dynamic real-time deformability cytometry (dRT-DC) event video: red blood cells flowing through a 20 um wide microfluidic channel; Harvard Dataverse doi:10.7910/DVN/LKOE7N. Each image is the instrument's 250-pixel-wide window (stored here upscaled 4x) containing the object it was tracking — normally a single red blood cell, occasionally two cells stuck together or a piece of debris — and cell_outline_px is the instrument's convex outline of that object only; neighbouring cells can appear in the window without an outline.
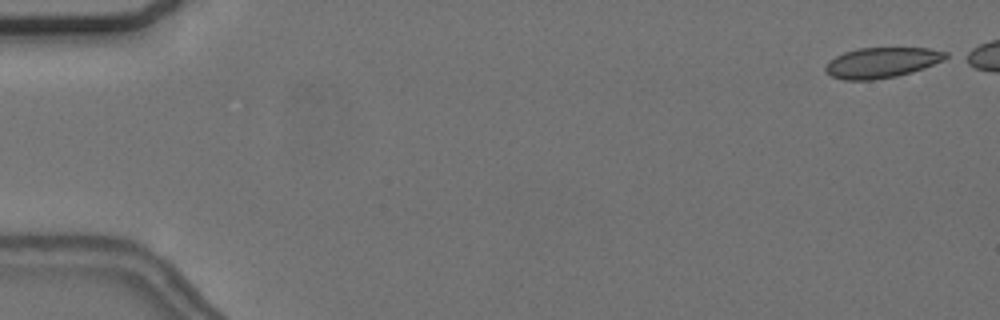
{"species": "common noctule bat (a hibernating species)", "species_latin": "Nyctalus noctula", "temperature_condition": "cold", "stored_images_in_passage": 48, "camera_frame_rate_fps": 3000, "um_per_image_px": 0.085, "animal": {"sex": "female", "body_mass_g": 24.6, "forearm_length_mm": 56.2}, "frame": {"image": 1, "passage_image": 1, "time_ms": 0.0, "image_size_px": [1000, 320], "cell_outline_px": [[952, 56], [944, 60], [924, 68], [896, 76], [872, 80], [844, 80], [832, 76], [824, 72], [824, 68], [828, 60], [844, 52], [860, 48], [928, 48], [948, 52]], "centroid_in_image_um": [74.95, 5.32], "position_along_channel_um": 10.0, "area_um2": 21.44}}
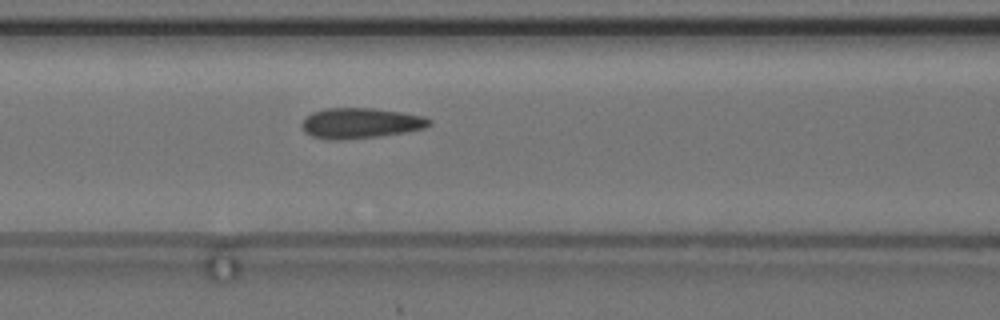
{"frame": {"image": 2, "passage_image": 23, "time_ms": 7.333, "image_size_px": [1000, 320], "cell_outline_px": [[432, 124], [424, 128], [404, 132], [380, 136], [340, 140], [328, 140], [312, 136], [304, 132], [300, 124], [312, 112], [324, 108], [376, 108], [424, 116], [432, 120]], "centroid_in_image_um": [30.63, 10.47], "position_along_channel_um": 136.0, "area_um2": 22.72}}
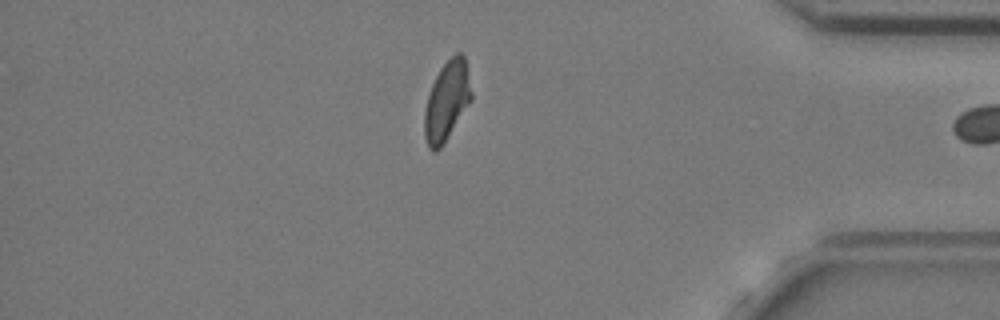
{"frame": {"image": 3, "passage_image": 47, "time_ms": 15.333, "image_size_px": [1000, 320], "cell_outline_px": [[472, 100], [440, 148], [436, 152], [432, 152], [428, 148], [424, 136], [424, 112], [428, 96], [432, 84], [440, 68], [456, 52], [460, 52], [464, 56], [472, 92]], "centroid_in_image_um": [37.97, 8.6], "position_along_channel_um": 397.2, "area_um2": 21.56}}